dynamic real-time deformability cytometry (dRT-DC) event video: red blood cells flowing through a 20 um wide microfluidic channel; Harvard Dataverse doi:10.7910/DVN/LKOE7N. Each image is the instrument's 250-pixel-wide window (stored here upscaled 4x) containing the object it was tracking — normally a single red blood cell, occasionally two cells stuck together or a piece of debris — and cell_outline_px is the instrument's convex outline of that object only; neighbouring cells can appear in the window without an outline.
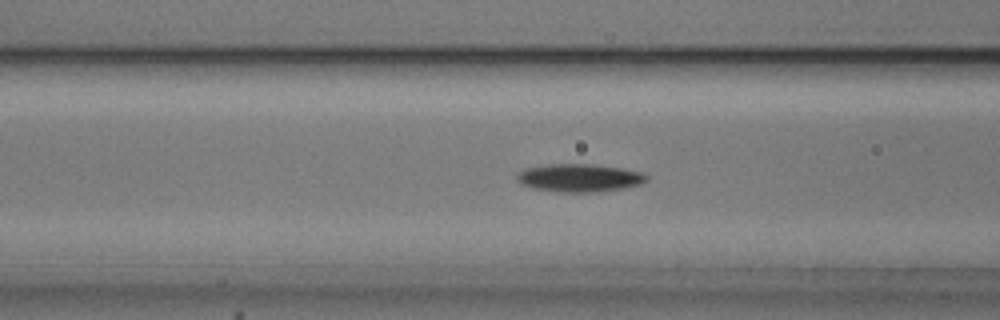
{"species": "common noctule bat (a hibernating species)", "species_latin": "Nyctalus noctula", "temperature_condition": "cold", "stored_images_in_passage": 44, "camera_frame_rate_fps": 3000, "um_per_image_px": 0.085, "animal": {"sex": "male", "body_mass_g": 20.5, "forearm_length_mm": 52.5}, "frame": {"image": 1, "passage_image": 21, "time_ms": 6.667, "image_size_px": [1000, 320], "cell_outline_px": [[648, 180], [640, 184], [620, 188], [592, 192], [560, 192], [532, 188], [520, 184], [516, 180], [516, 176], [524, 168], [548, 164], [592, 164], [624, 168], [640, 172], [648, 176]], "centroid_in_image_um": [49.21, 15.11], "position_along_channel_um": 117.4, "area_um2": 21.1}}
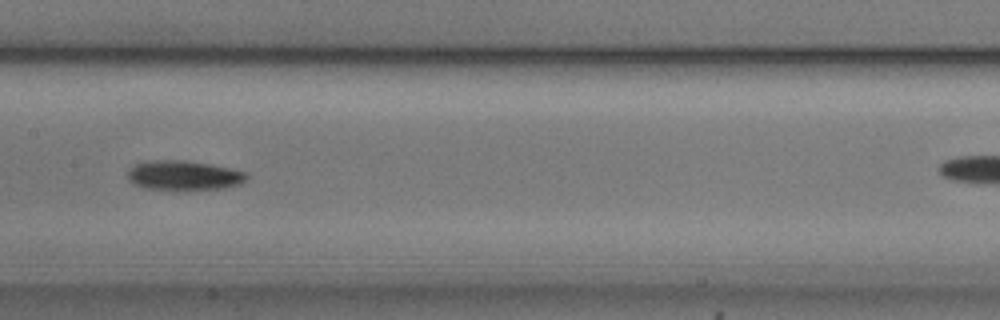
{"frame": {"image": 2, "passage_image": 27, "time_ms": 8.667, "image_size_px": [1000, 320], "cell_outline_px": [[248, 180], [240, 184], [224, 188], [176, 192], [144, 188], [128, 180], [128, 168], [136, 164], [148, 160], [188, 160], [212, 164], [248, 172]], "centroid_in_image_um": [15.65, 14.93], "position_along_channel_um": 191.8, "area_um2": 21.44}}
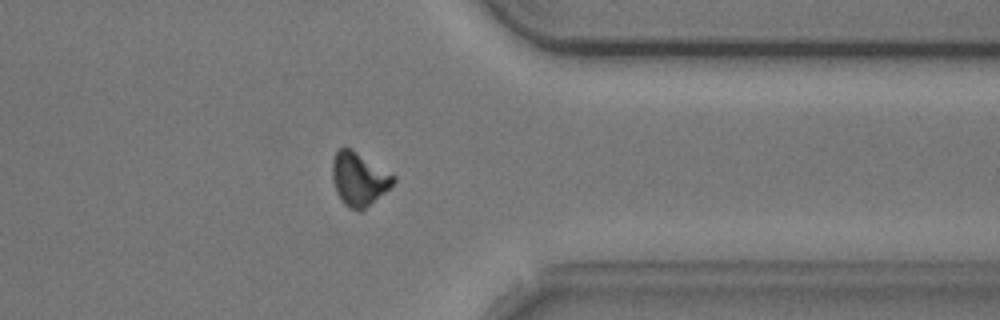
{"frame": {"image": 3, "passage_image": 43, "time_ms": 14.0, "image_size_px": [1000, 320], "cell_outline_px": [[396, 180], [384, 192], [360, 212], [348, 208], [340, 200], [336, 192], [332, 180], [332, 160], [336, 152], [340, 148], [352, 148], [396, 176]], "centroid_in_image_um": [30.48, 15.21], "position_along_channel_um": 380.9, "area_um2": 19.02}}